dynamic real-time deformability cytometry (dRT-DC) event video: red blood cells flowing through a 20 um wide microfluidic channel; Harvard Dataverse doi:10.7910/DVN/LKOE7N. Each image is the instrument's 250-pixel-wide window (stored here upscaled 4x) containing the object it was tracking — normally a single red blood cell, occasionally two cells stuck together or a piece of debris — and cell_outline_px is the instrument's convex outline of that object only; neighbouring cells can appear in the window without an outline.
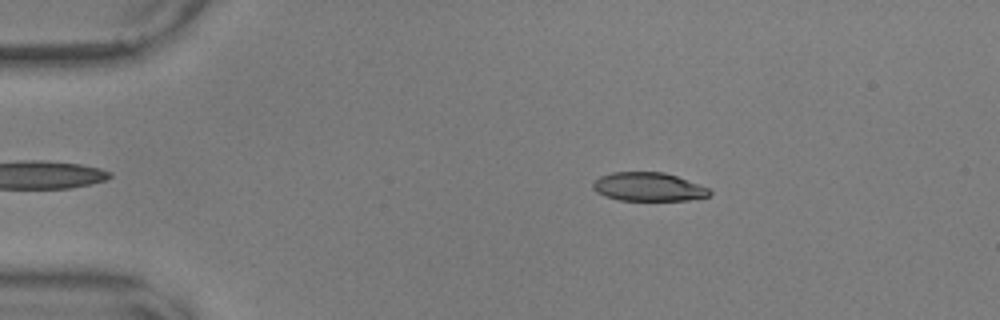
{"species": "common noctule bat (a hibernating species)", "species_latin": "Nyctalus noctula", "temperature_condition": "warm", "stored_images_in_passage": 51, "camera_frame_rate_fps": 3000, "um_per_image_px": 0.085, "animal": {"sex": "male", "body_mass_g": 17.9, "forearm_length_mm": 54.2}, "frame": {"image": 1, "passage_image": 5, "time_ms": 1.333, "image_size_px": [1000, 320], "cell_outline_px": [[712, 192], [708, 196], [688, 200], [620, 200], [604, 196], [596, 192], [592, 188], [592, 184], [600, 176], [612, 172], [664, 172], [676, 176], [708, 188]], "centroid_in_image_um": [55.07, 15.88], "position_along_channel_um": 29.9, "area_um2": 19.31}}
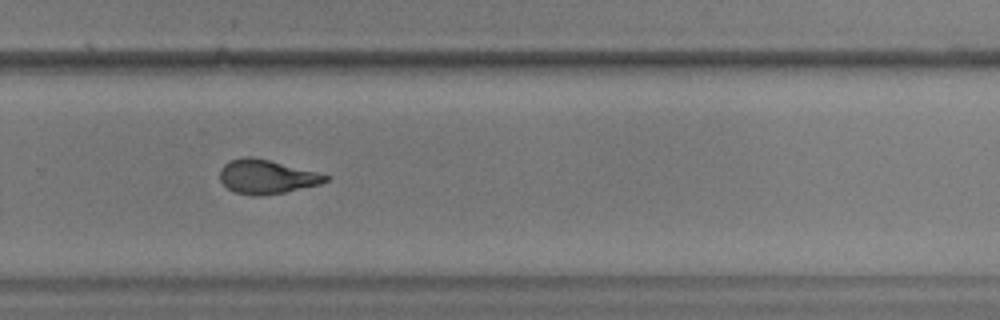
{"frame": {"image": 2, "passage_image": 33, "time_ms": 10.667, "image_size_px": [1000, 320], "cell_outline_px": [[332, 176], [328, 180], [320, 184], [284, 192], [260, 196], [252, 196], [236, 192], [228, 188], [220, 180], [220, 168], [224, 164], [240, 156], [252, 156]], "centroid_in_image_um": [22.64, 15.02], "position_along_channel_um": 307.2, "area_um2": 20.81}}
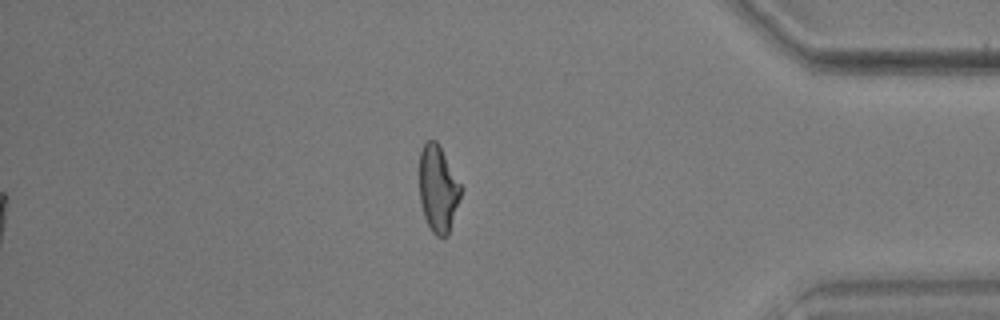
{"frame": {"image": 3, "passage_image": 43, "time_ms": 14.0, "image_size_px": [1000, 320], "cell_outline_px": [[464, 188], [448, 236], [444, 240], [436, 236], [432, 232], [424, 216], [420, 200], [420, 152], [424, 144], [428, 140], [436, 140], [440, 144]], "centroid_in_image_um": [37.28, 16.06], "position_along_channel_um": 397.9, "area_um2": 21.5}, "authors_computed_cell_mechanics": {"area_um2": 21.386, "velocity_mm_per_s": 3.61, "shape_relaxation_time_tau1_ms": 4.5304, "shape_relaxation_time_tau2_ms": 1.941, "deformation_change_tau1": 0.1925, "deformation_change_tau2": 0.0941}}